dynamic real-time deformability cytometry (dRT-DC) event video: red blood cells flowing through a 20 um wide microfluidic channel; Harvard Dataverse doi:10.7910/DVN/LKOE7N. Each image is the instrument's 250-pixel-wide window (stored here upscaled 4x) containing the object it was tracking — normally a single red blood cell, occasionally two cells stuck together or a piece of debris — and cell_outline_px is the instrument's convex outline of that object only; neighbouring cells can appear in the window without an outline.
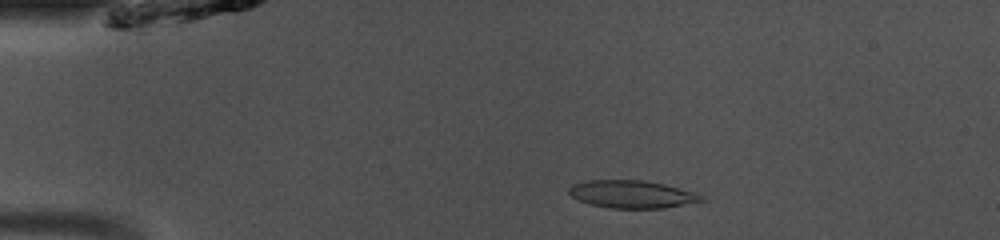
{"species": "common noctule bat (a hibernating species)", "species_latin": "Nyctalus noctula", "temperature_condition": "room temperature", "stored_images_in_passage": 48, "camera_frame_rate_fps": 3000, "um_per_image_px": 0.085, "animal": {"sex": "male", "body_mass_g": 13.0, "forearm_length_mm": 53.1}, "frame": {"image": 1, "passage_image": 9, "time_ms": 2.667, "image_size_px": [1000, 240], "cell_outline_px": [[708, 200], [664, 208], [612, 208], [592, 204], [580, 200], [572, 196], [568, 192], [568, 188], [572, 184], [588, 180], [644, 180], [664, 184], [696, 192], [704, 196]], "centroid_in_image_um": [53.77, 16.5], "position_along_channel_um": 31.2, "area_um2": 21.39}}
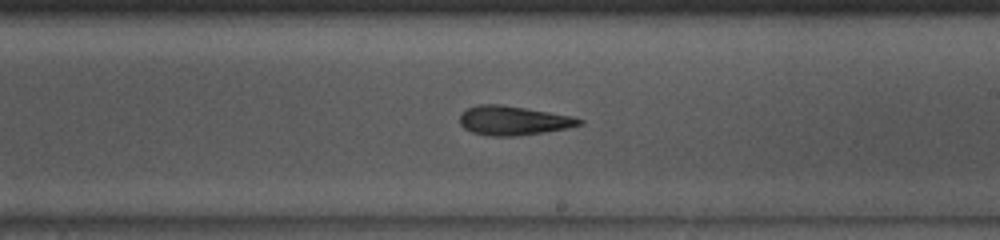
{"frame": {"image": 2, "passage_image": 28, "time_ms": 9.0, "image_size_px": [1000, 240], "cell_outline_px": [[584, 124], [568, 128], [544, 132], [516, 136], [488, 136], [472, 132], [464, 128], [460, 124], [460, 112], [468, 108], [480, 104], [500, 104], [572, 116], [584, 120]], "centroid_in_image_um": [43.62, 10.25], "position_along_channel_um": 245.4, "area_um2": 20.35}}
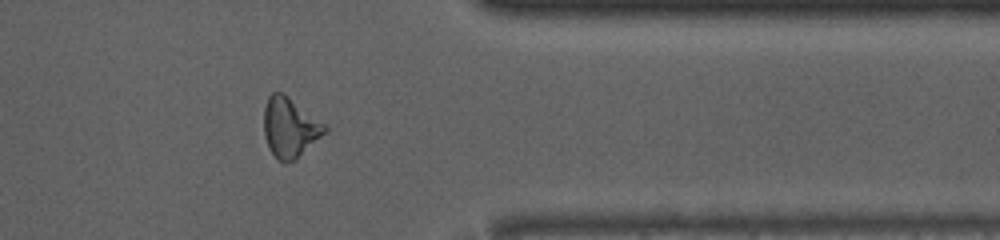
{"frame": {"image": 3, "passage_image": 39, "time_ms": 12.667, "image_size_px": [1000, 240], "cell_outline_px": [[328, 128], [296, 160], [284, 164], [268, 148], [264, 136], [264, 108], [268, 96], [272, 92], [280, 92], [288, 96], [328, 124]], "centroid_in_image_um": [24.64, 10.82], "position_along_channel_um": 386.8, "area_um2": 21.27}, "authors_computed_cell_mechanics": {"area_um2": 21.0681, "velocity_mm_per_s": 4.1307, "shape_relaxation_time_tau1_ms": 9.2178, "shape_relaxation_time_tau2_ms": 5.7462, "deformation_change_tau1": 0.25, "deformation_change_tau2": 0.1938}}